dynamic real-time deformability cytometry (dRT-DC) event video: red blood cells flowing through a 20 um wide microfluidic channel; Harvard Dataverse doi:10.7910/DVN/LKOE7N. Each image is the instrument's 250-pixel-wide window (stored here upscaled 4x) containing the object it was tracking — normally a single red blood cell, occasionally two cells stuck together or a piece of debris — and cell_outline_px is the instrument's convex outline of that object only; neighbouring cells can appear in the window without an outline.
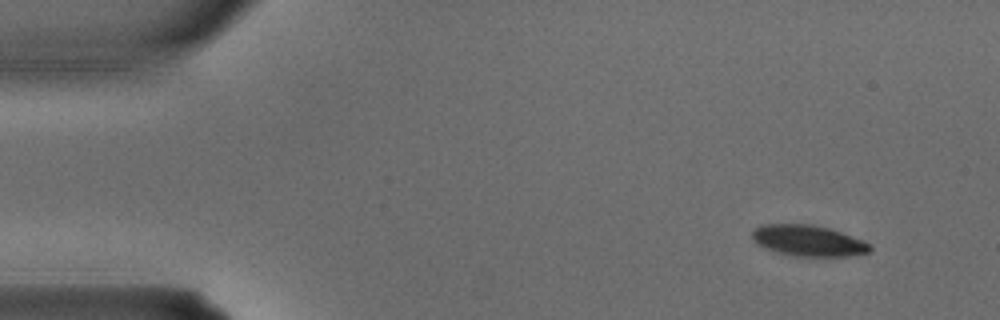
{"species": "common noctule bat (a hibernating species)", "species_latin": "Nyctalus noctula", "temperature_condition": "warm", "stored_images_in_passage": 3, "camera_frame_rate_fps": 3000, "um_per_image_px": 0.085, "animal": {"sex": "male", "body_mass_g": 15.6}, "frame": {"image": 1, "passage_image": 1, "time_ms": 0.0, "image_size_px": [1000, 320], "cell_outline_px": [[872, 248], [868, 252], [848, 256], [796, 256], [776, 252], [756, 244], [752, 240], [752, 232], [760, 224], [812, 224], [828, 228], [864, 240], [872, 244]], "centroid_in_image_um": [68.69, 20.45], "position_along_channel_um": 16.3, "area_um2": 21.33}}
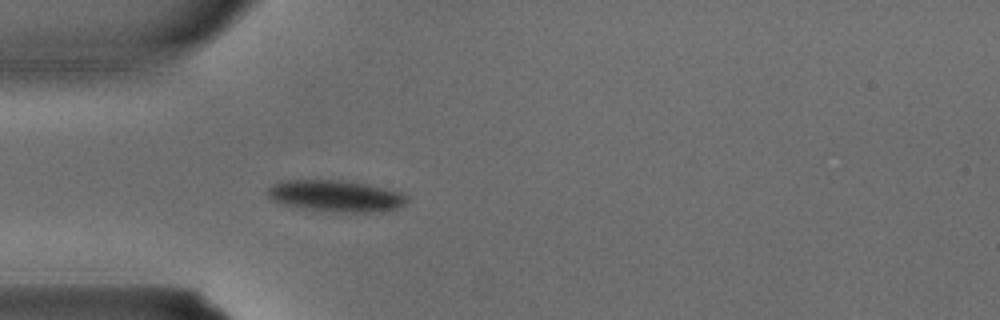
{"frame": {"image": 2, "passage_image": 3, "time_ms": 0.667, "image_size_px": [1000, 320], "cell_outline_px": [[408, 200], [404, 204], [396, 208], [368, 212], [340, 212], [304, 208], [284, 204], [272, 200], [264, 192], [272, 184], [280, 180], [344, 180], [368, 184], [404, 192], [408, 196]], "centroid_in_image_um": [28.53, 16.63], "position_along_channel_um": 56.5, "area_um2": 25.66}}